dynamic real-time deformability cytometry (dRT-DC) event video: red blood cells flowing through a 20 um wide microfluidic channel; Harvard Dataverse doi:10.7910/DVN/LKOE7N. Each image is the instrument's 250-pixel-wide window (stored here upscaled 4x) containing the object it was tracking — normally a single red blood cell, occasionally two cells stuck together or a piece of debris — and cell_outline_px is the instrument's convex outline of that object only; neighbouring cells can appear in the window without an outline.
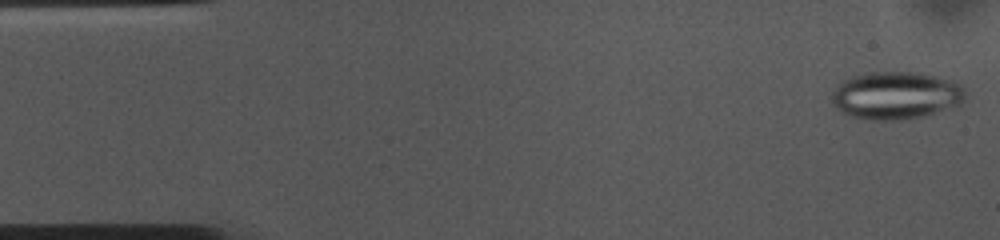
{"species": "common noctule bat (a hibernating species)", "species_latin": "Nyctalus noctula", "temperature_condition": "cold", "stored_images_in_passage": 53, "camera_frame_rate_fps": 3000, "um_per_image_px": 0.085, "animal": {"sex": "female", "body_mass_g": 10.0, "forearm_length_mm": 53.1}, "frame": {"image": 1, "passage_image": 1, "time_ms": 0.0, "image_size_px": [1000, 240], "cell_outline_px": [[964, 100], [960, 104], [924, 116], [900, 120], [864, 120], [848, 116], [840, 112], [832, 104], [832, 92], [840, 80], [852, 76], [868, 72], [912, 72], [936, 76], [952, 80], [960, 84], [964, 88]], "centroid_in_image_um": [76.09, 8.12], "position_along_channel_um": 8.9, "area_um2": 37.45}}
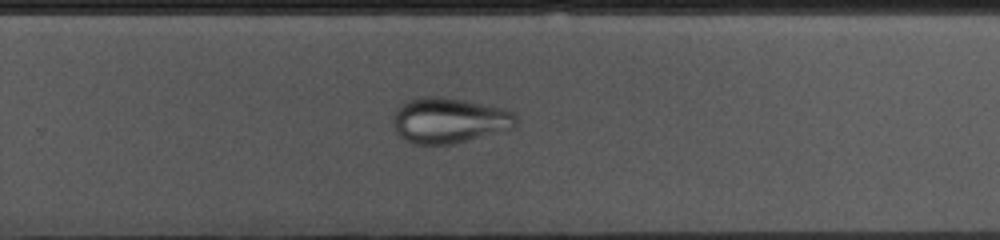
{"frame": {"image": 2, "passage_image": 33, "time_ms": 10.667, "image_size_px": [1000, 240], "cell_outline_px": [[516, 124], [512, 128], [452, 144], [416, 144], [404, 140], [396, 132], [392, 120], [392, 116], [396, 108], [408, 100], [420, 96], [440, 96], [504, 108], [512, 112], [516, 116]], "centroid_in_image_um": [38.11, 10.22], "position_along_channel_um": 291.7, "area_um2": 32.43}}
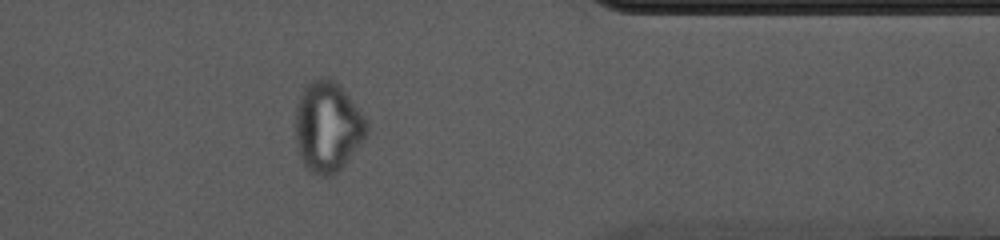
{"frame": {"image": 3, "passage_image": 42, "time_ms": 13.667, "image_size_px": [1000, 240], "cell_outline_px": [[368, 132], [360, 144], [344, 164], [332, 176], [316, 176], [304, 168], [300, 160], [296, 144], [296, 104], [304, 88], [312, 80], [320, 76], [324, 76], [340, 84], [364, 116], [368, 124]], "centroid_in_image_um": [27.83, 10.79], "position_along_channel_um": 383.6, "area_um2": 37.74}}